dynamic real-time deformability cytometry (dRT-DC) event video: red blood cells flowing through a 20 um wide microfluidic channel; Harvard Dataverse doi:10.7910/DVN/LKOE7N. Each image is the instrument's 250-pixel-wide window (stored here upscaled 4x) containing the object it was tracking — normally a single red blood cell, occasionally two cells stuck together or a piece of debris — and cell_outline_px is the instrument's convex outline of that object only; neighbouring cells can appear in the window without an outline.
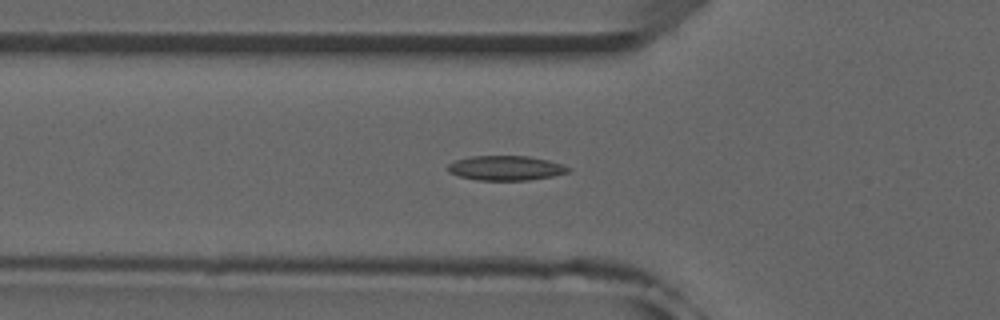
{"species": "common noctule bat (a hibernating species)", "species_latin": "Nyctalus noctula", "temperature_condition": "room temperature", "stored_images_in_passage": 47, "camera_frame_rate_fps": 3000, "um_per_image_px": 0.085, "animal": {"sex": "male", "forearm_length_mm": 52.5}, "frame": {"image": 1, "passage_image": 14, "time_ms": 4.333, "image_size_px": [1000, 320], "cell_outline_px": [[572, 168], [568, 172], [552, 176], [528, 180], [476, 180], [460, 176], [448, 172], [444, 168], [448, 164], [456, 160], [472, 156], [528, 156], [548, 160], [564, 164]], "centroid_in_image_um": [42.98, 14.28], "position_along_channel_um": 82.8, "area_um2": 17.4}}